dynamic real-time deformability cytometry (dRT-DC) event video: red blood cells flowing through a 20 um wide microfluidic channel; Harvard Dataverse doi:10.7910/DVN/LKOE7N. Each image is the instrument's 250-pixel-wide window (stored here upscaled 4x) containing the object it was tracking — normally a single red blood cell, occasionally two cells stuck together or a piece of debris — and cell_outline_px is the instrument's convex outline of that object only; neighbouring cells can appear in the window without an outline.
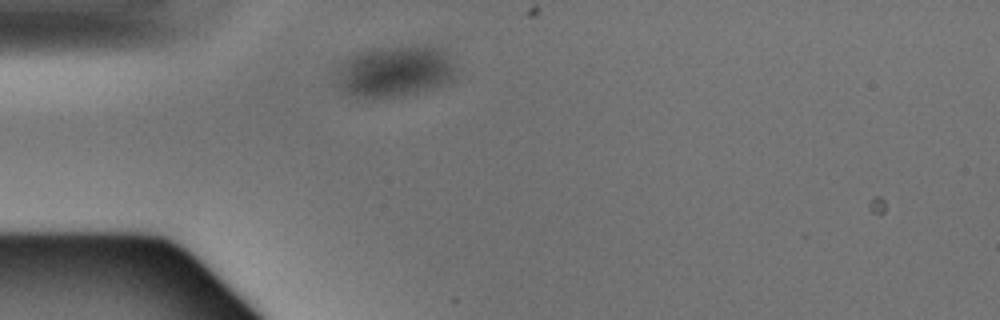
{"species": "Egyptian fruit bat (a non-hibernating species)", "species_latin": "Rousettus aegyptiacus", "temperature_condition": "warm", "stored_images_in_passage": 1, "camera_frame_rate_fps": 3000, "um_per_image_px": 0.085, "animal": {"sex": "male"}, "frame": {"image": 1, "passage_image": 1, "time_ms": 0.0, "image_size_px": [1000, 320], "cell_outline_px": [[456, 72], [452, 80], [436, 88], [404, 96], [344, 96], [336, 84], [336, 80], [344, 64], [352, 56], [364, 52], [384, 48], [440, 48], [448, 56], [456, 68]], "centroid_in_image_um": [33.59, 6.13], "position_along_channel_um": 51.4, "area_um2": 34.45}}